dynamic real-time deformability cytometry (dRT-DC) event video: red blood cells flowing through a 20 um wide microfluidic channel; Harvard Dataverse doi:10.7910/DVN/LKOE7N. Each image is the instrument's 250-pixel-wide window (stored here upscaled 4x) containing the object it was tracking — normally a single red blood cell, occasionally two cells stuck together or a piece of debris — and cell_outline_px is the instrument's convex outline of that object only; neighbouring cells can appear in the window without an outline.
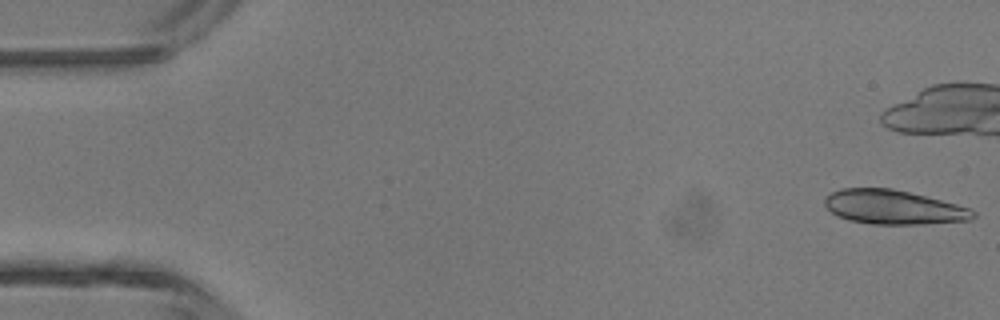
{"species": "common noctule bat (a hibernating species)", "species_latin": "Nyctalus noctula", "temperature_condition": "room temperature", "stored_images_in_passage": 5, "camera_frame_rate_fps": 3000, "um_per_image_px": 0.085, "animal": {"sex": "male", "body_mass_g": 13.3}, "frame": {"image": 1, "passage_image": 1, "time_ms": 0.0, "image_size_px": [1000, 320], "cell_outline_px": [[976, 216], [968, 220], [924, 224], [872, 224], [848, 220], [836, 216], [824, 204], [824, 196], [840, 188], [892, 188], [956, 204], [968, 208], [976, 212]], "centroid_in_image_um": [75.89, 17.61], "position_along_channel_um": 9.1, "area_um2": 29.48}}